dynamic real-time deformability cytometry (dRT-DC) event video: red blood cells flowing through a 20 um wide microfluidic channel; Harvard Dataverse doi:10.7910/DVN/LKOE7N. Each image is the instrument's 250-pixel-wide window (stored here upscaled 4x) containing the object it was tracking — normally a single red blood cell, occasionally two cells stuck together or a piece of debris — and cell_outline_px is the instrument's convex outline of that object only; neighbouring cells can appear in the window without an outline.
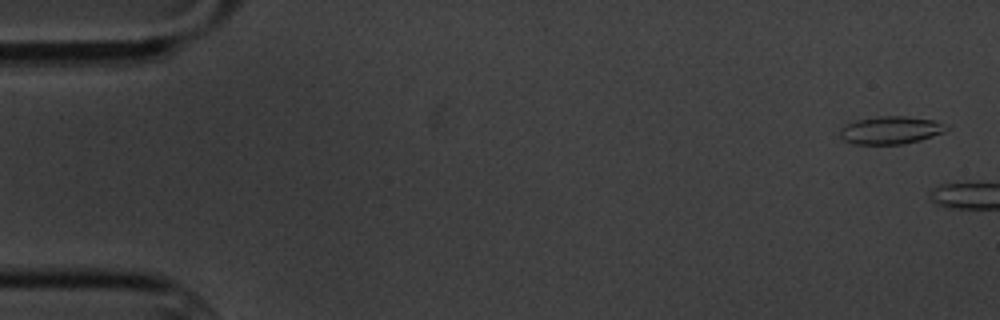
{"species": "common noctule bat (a hibernating species)", "species_latin": "Nyctalus noctula", "temperature_condition": "cold", "stored_images_in_passage": 2, "camera_frame_rate_fps": 3000, "um_per_image_px": 0.085, "animal": {"sex": "male", "body_mass_g": 20.1, "forearm_length_mm": 53.5}, "frame": {"image": 1, "passage_image": 1, "time_ms": 0.0, "image_size_px": [1000, 320], "cell_outline_px": [[952, 128], [944, 132], [920, 140], [904, 144], [852, 144], [844, 140], [840, 136], [840, 128], [856, 120], [876, 116], [904, 116], [932, 120], [948, 124]], "centroid_in_image_um": [75.74, 11.06], "position_along_channel_um": 9.3, "area_um2": 17.34}}